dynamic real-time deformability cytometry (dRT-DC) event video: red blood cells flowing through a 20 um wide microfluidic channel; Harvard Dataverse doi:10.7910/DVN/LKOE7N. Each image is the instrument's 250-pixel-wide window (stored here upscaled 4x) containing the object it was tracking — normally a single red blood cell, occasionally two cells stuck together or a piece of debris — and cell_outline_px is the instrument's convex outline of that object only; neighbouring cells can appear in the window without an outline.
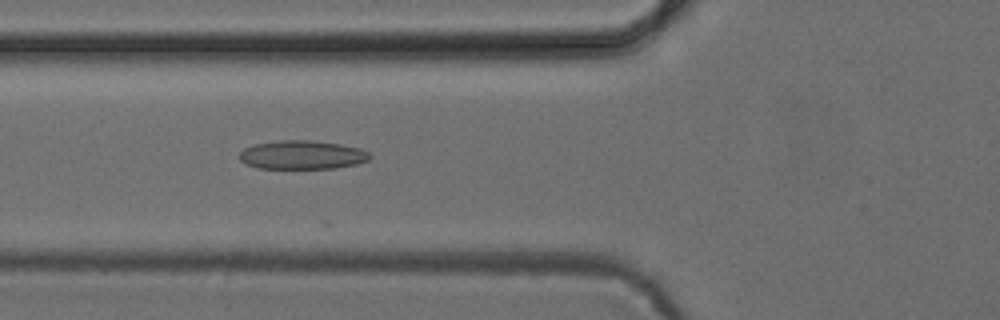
{"species": "common noctule bat (a hibernating species)", "species_latin": "Nyctalus noctula", "temperature_condition": "cold", "stored_images_in_passage": 13, "camera_frame_rate_fps": 3000, "um_per_image_px": 0.085, "animal": {"sex": "female", "body_mass_g": 24.6, "forearm_length_mm": 56.2}, "frame": {"image": 1, "passage_image": 6, "time_ms": 1.667, "image_size_px": [1000, 320], "cell_outline_px": [[372, 156], [368, 160], [356, 164], [336, 168], [260, 168], [244, 164], [240, 160], [240, 152], [244, 148], [252, 144], [280, 140], [308, 140], [340, 144], [360, 148], [368, 152]], "centroid_in_image_um": [25.66, 13.16], "position_along_channel_um": 100.1, "area_um2": 21.85}}
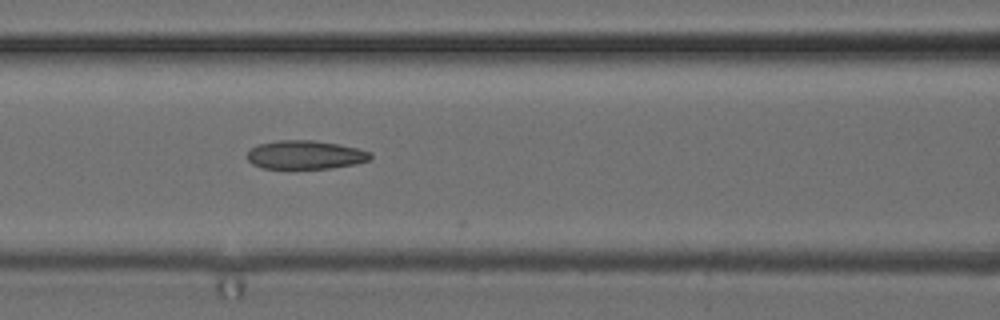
{"frame": {"image": 2, "passage_image": 9, "time_ms": 2.667, "image_size_px": [1000, 320], "cell_outline_px": [[372, 156], [368, 160], [356, 164], [332, 168], [260, 168], [252, 164], [248, 160], [248, 152], [256, 144], [276, 140], [312, 140], [340, 144], [372, 152]], "centroid_in_image_um": [25.94, 13.15], "position_along_channel_um": 140.7, "area_um2": 20.63}}
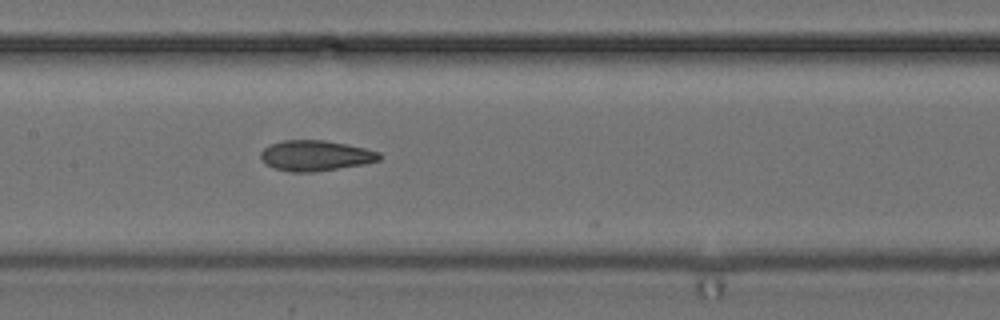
{"frame": {"image": 3, "passage_image": 12, "time_ms": 3.667, "image_size_px": [1000, 320], "cell_outline_px": [[380, 160], [364, 164], [312, 172], [292, 172], [272, 168], [264, 164], [260, 160], [260, 152], [268, 144], [284, 140], [324, 140], [348, 144], [380, 152]], "centroid_in_image_um": [26.76, 13.22], "position_along_channel_um": 180.6, "area_um2": 21.27}}